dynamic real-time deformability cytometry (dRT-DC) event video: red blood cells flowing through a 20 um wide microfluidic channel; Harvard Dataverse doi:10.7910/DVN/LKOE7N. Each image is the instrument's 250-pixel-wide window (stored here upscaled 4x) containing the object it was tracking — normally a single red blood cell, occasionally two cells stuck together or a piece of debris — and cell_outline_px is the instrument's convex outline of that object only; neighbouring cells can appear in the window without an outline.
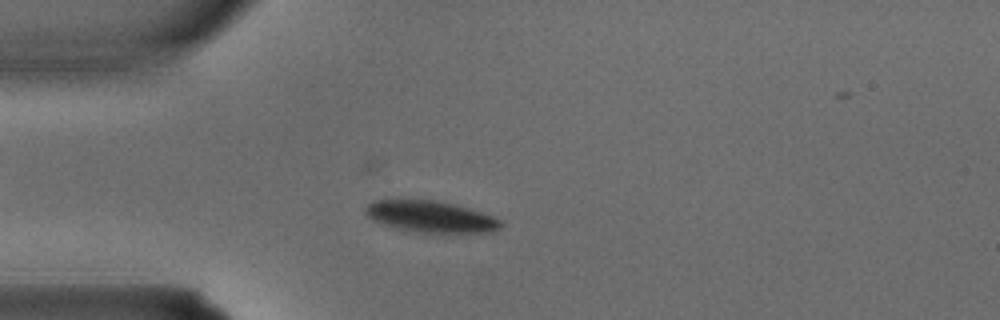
{"species": "common noctule bat (a hibernating species)", "species_latin": "Nyctalus noctula", "temperature_condition": "warm", "stored_images_in_passage": 4, "camera_frame_rate_fps": 3000, "um_per_image_px": 0.085, "animal": {"sex": "male", "body_mass_g": 15.6}, "frame": {"image": 1, "passage_image": 3, "time_ms": 0.667, "image_size_px": [1000, 320], "cell_outline_px": [[504, 224], [500, 228], [492, 232], [416, 232], [384, 224], [372, 220], [364, 212], [364, 208], [372, 200], [400, 196], [404, 196], [436, 200], [468, 208], [492, 216], [500, 220]], "centroid_in_image_um": [36.51, 18.35], "position_along_channel_um": 48.5, "area_um2": 25.43}}